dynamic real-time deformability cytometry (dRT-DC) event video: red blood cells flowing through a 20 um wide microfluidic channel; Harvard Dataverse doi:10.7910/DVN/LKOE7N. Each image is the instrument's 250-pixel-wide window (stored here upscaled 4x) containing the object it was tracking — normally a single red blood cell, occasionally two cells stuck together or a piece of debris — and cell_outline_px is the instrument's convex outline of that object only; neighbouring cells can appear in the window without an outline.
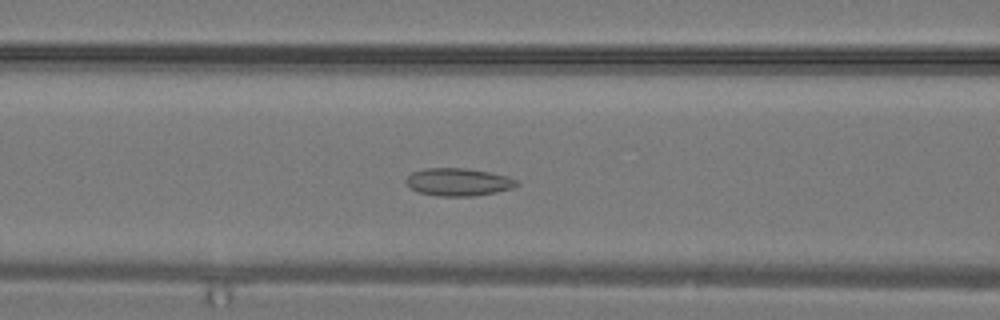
{"species": "common noctule bat (a hibernating species)", "species_latin": "Nyctalus noctula", "temperature_condition": "warm", "stored_images_in_passage": 29, "camera_frame_rate_fps": 3000, "um_per_image_px": 0.085, "animal": {"sex": "male", "body_mass_g": 19.2, "forearm_length_mm": 51.8}, "frame": {"image": 1, "passage_image": 11, "time_ms": 3.333, "image_size_px": [1000, 320], "cell_outline_px": [[520, 184], [512, 188], [496, 192], [476, 196], [440, 196], [420, 192], [412, 188], [404, 180], [412, 172], [424, 168], [468, 168], [508, 176], [516, 180]], "centroid_in_image_um": [38.98, 15.46], "position_along_channel_um": 127.6, "area_um2": 17.8}}
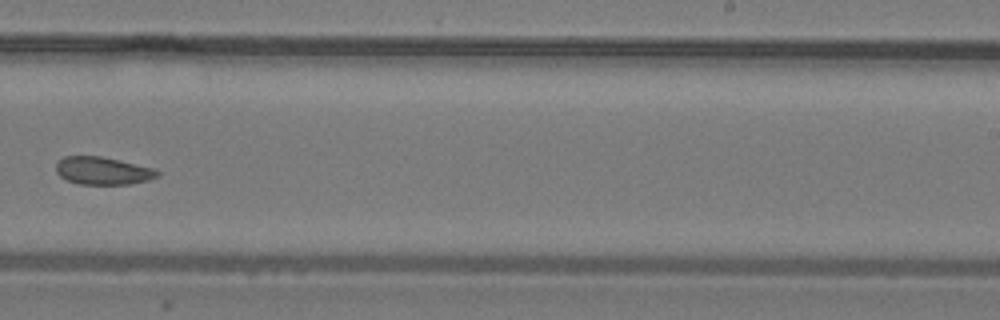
{"frame": {"image": 2, "passage_image": 18, "time_ms": 5.667, "image_size_px": [1000, 320], "cell_outline_px": [[160, 176], [148, 180], [128, 184], [76, 184], [60, 176], [56, 172], [56, 164], [64, 156], [100, 156], [156, 168], [160, 172]], "centroid_in_image_um": [8.77, 14.52], "position_along_channel_um": 280.2, "area_um2": 16.42}}
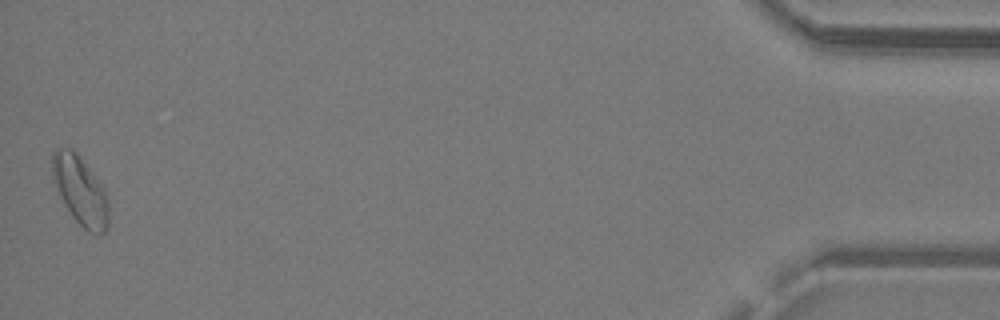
{"frame": {"image": 3, "passage_image": 29, "time_ms": 9.333, "image_size_px": [1000, 320], "cell_outline_px": [[108, 228], [100, 236], [96, 236], [88, 232], [72, 216], [64, 204], [52, 180], [52, 152], [56, 148], [72, 148], [80, 156], [104, 188], [108, 200]], "centroid_in_image_um": [6.82, 16.21], "position_along_channel_um": 428.4, "area_um2": 22.77}}